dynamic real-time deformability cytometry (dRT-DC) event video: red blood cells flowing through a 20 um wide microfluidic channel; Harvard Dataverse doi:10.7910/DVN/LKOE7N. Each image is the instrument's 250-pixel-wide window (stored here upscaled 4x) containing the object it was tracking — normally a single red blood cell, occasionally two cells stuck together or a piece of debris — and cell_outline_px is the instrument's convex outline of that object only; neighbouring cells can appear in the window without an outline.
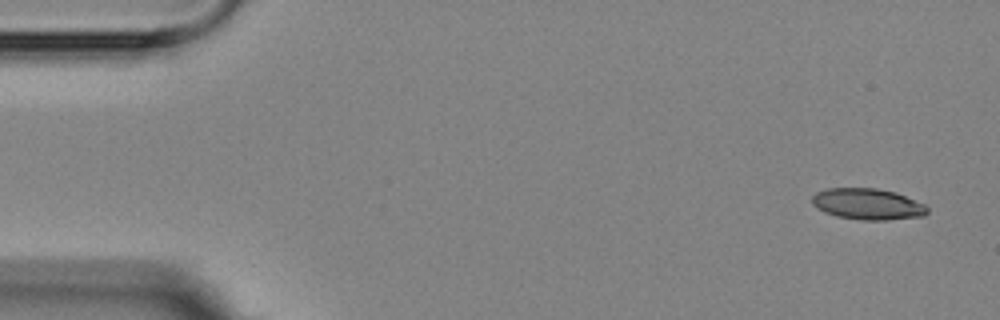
{"species": "Egyptian fruit bat (a non-hibernating species)", "species_latin": "Rousettus aegyptiacus", "temperature_condition": "room temperature", "stored_images_in_passage": 3, "segment_of_instrument_passage": [2, 2], "camera_frame_rate_fps": 3000, "um_per_image_px": 0.085, "animal": {"sex": "female"}, "frame": {"image": 1, "passage_image": 3, "time_ms": 3.333, "image_size_px": [1000, 320], "cell_outline_px": [[928, 212], [924, 216], [888, 220], [860, 220], [836, 216], [824, 212], [816, 208], [812, 204], [812, 196], [816, 192], [828, 188], [876, 188], [896, 192], [924, 204], [928, 208]], "centroid_in_image_um": [73.74, 17.35], "position_along_channel_um": 11.3, "area_um2": 21.1}}